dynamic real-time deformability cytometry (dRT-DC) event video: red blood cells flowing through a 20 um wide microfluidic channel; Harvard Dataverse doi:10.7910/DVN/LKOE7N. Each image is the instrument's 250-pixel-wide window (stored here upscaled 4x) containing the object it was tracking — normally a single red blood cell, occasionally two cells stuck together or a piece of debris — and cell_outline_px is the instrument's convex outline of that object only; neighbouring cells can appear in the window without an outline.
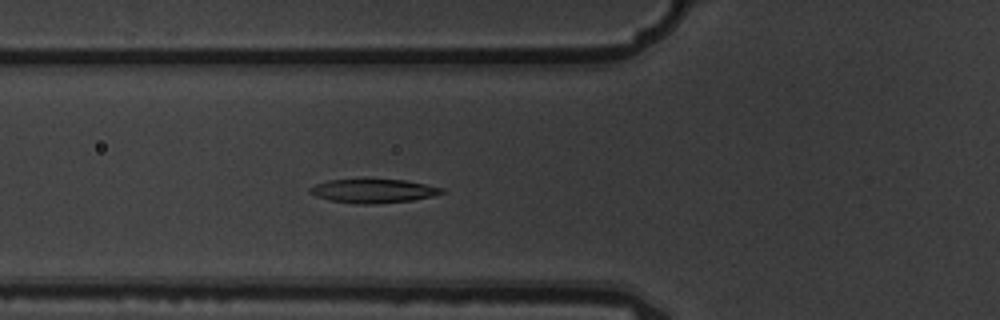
{"species": "common noctule bat (a hibernating species)", "species_latin": "Nyctalus noctula", "temperature_condition": "warm", "stored_images_in_passage": 6, "camera_frame_rate_fps": 3000, "um_per_image_px": 0.085, "animal": {"sex": "male", "body_mass_g": 19.5, "forearm_length_mm": 54.6}, "frame": {"image": 1, "passage_image": 6, "time_ms": 1.667, "image_size_px": [1000, 320], "cell_outline_px": [[448, 192], [432, 196], [412, 200], [376, 204], [356, 204], [332, 200], [316, 196], [308, 192], [308, 188], [316, 184], [328, 180], [404, 180], [444, 188]], "centroid_in_image_um": [31.75, 16.24], "position_along_channel_um": 94.0, "area_um2": 18.15}}